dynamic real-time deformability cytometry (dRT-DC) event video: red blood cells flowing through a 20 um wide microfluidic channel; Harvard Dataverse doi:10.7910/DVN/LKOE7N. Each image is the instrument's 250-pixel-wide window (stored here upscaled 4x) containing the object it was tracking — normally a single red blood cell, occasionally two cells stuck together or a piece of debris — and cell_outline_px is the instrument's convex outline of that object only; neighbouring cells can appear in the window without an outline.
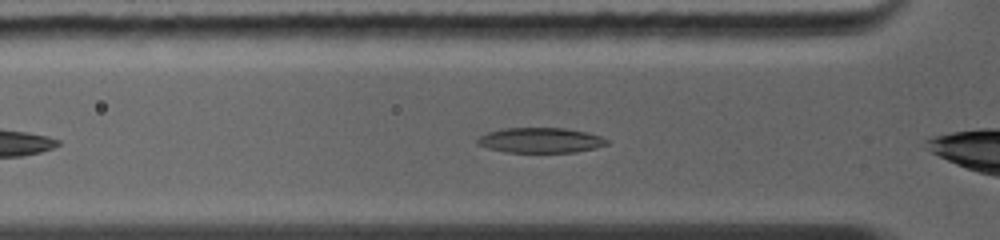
{"species": "common noctule bat (a hibernating species)", "species_latin": "Nyctalus noctula", "temperature_condition": "warm", "stored_images_in_passage": 29, "camera_frame_rate_fps": 5000, "um_per_image_px": 0.085, "animal": {"sex": "female", "body_mass_g": 19.0, "forearm_length_mm": 56.7}, "frame": {"image": 1, "passage_image": 3, "time_ms": 0.4, "image_size_px": [1000, 240], "cell_outline_px": [[608, 144], [596, 148], [576, 152], [504, 152], [488, 148], [476, 144], [476, 140], [480, 136], [488, 132], [504, 128], [564, 128], [584, 132], [600, 136], [608, 140]], "centroid_in_image_um": [45.92, 11.93], "position_along_channel_um": 79.9, "area_um2": 18.9}}
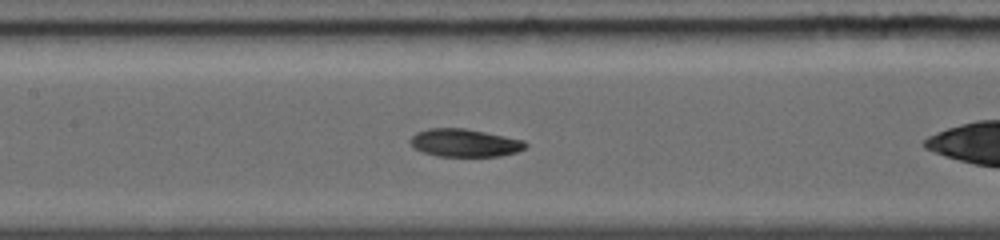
{"frame": {"image": 2, "passage_image": 10, "time_ms": 2.4, "image_size_px": [1000, 240], "cell_outline_px": [[528, 144], [524, 148], [516, 152], [500, 156], [436, 156], [424, 152], [416, 148], [408, 140], [416, 132], [428, 128], [464, 128], [524, 140]], "centroid_in_image_um": [39.48, 12.14], "position_along_channel_um": 167.9, "area_um2": 18.55}}
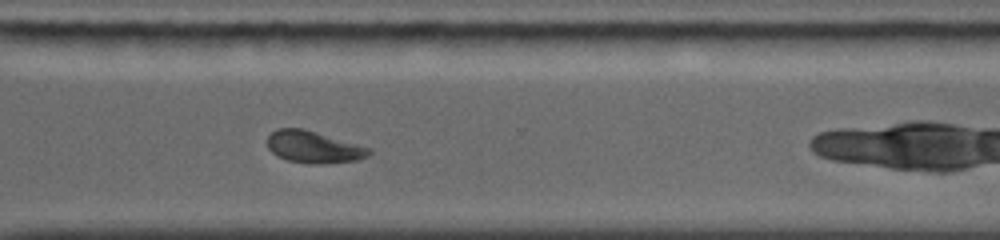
{"frame": {"image": 3, "passage_image": 19, "time_ms": 6.4, "image_size_px": [1000, 240], "cell_outline_px": [[372, 152], [368, 156], [356, 160], [316, 164], [308, 164], [288, 160], [276, 156], [268, 148], [268, 136], [276, 128], [304, 128], [372, 148]], "centroid_in_image_um": [26.66, 12.49], "position_along_channel_um": 343.9, "area_um2": 19.02}}